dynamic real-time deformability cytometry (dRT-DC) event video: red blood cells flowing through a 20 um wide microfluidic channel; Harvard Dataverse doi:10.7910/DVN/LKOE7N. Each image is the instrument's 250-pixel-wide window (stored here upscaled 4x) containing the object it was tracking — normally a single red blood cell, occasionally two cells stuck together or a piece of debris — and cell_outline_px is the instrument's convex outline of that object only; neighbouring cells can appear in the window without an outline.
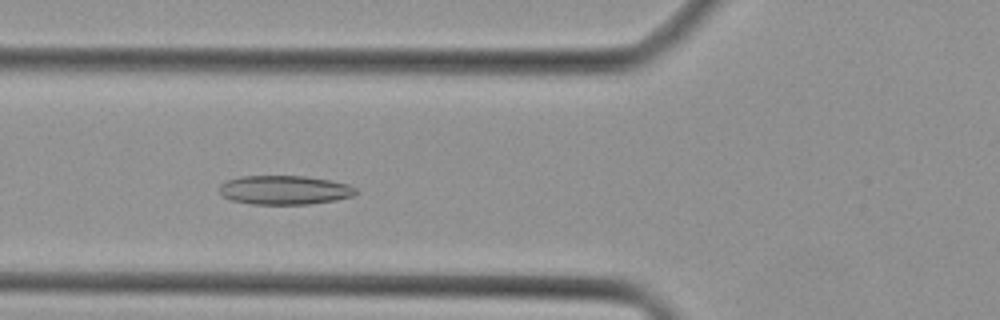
{"species": "Egyptian fruit bat (a non-hibernating species)", "species_latin": "Rousettus aegyptiacus", "temperature_condition": "cold", "stored_images_in_passage": 33, "camera_frame_rate_fps": 3000, "um_per_image_px": 0.085, "animal": {"sex": "female"}, "frame": {"image": 1, "passage_image": 7, "time_ms": 2.0, "image_size_px": [1000, 320], "cell_outline_px": [[360, 192], [352, 196], [336, 200], [308, 204], [252, 204], [232, 200], [224, 196], [220, 192], [220, 184], [228, 180], [240, 176], [304, 176], [332, 180], [348, 184], [356, 188]], "centroid_in_image_um": [24.23, 16.15], "position_along_channel_um": 101.6, "area_um2": 23.12}}
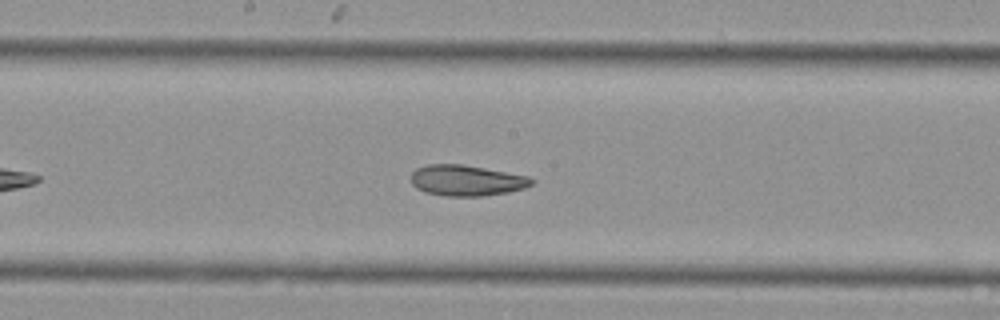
{"frame": {"image": 2, "passage_image": 14, "time_ms": 4.333, "image_size_px": [1000, 320], "cell_outline_px": [[532, 184], [524, 188], [508, 192], [484, 196], [444, 196], [424, 192], [416, 188], [412, 184], [412, 172], [416, 168], [428, 164], [460, 164], [528, 176], [532, 180]], "centroid_in_image_um": [39.61, 15.35], "position_along_channel_um": 208.6, "area_um2": 21.5}}
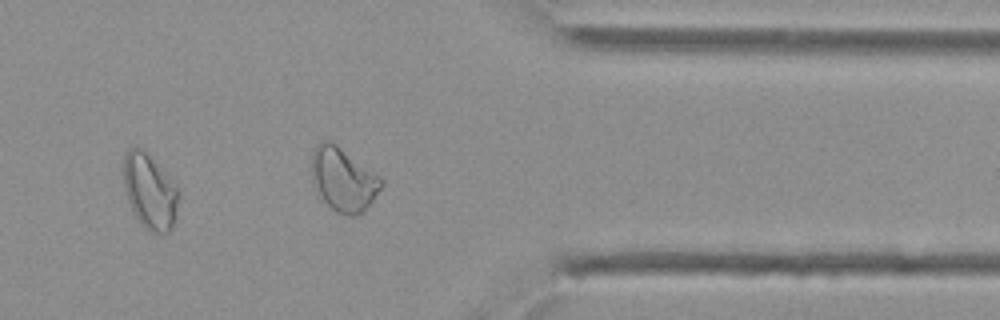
{"frame": {"image": 3, "passage_image": 26, "time_ms": 8.333, "image_size_px": [1000, 320], "cell_outline_px": [[180, 192], [176, 216], [172, 228], [168, 232], [148, 232], [136, 216], [128, 200], [124, 188], [124, 156], [128, 148], [140, 148], [168, 172], [176, 180]], "centroid_in_image_um": [12.79, 16.26], "position_along_channel_um": 398.6, "area_um2": 24.39}}